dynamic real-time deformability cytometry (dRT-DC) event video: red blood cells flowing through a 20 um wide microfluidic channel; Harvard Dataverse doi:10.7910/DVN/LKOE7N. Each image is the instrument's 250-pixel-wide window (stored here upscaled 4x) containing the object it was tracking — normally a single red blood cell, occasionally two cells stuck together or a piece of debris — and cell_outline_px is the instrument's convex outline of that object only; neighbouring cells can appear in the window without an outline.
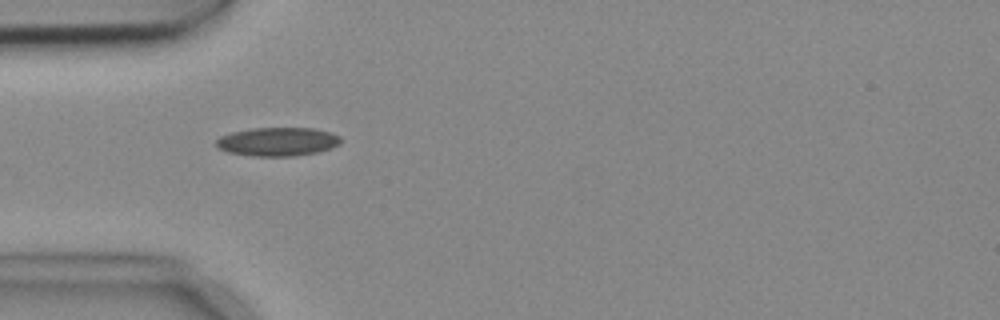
{"species": "common noctule bat (a hibernating species)", "species_latin": "Nyctalus noctula", "temperature_condition": "cold", "stored_images_in_passage": 5, "camera_frame_rate_fps": 3000, "um_per_image_px": 0.085, "animal": {"sex": "female", "body_mass_g": 18.4}, "frame": {"image": 1, "passage_image": 4, "time_ms": 1.0, "image_size_px": [1000, 320], "cell_outline_px": [[340, 144], [332, 148], [316, 152], [292, 156], [252, 156], [228, 152], [220, 148], [216, 144], [216, 140], [220, 136], [232, 132], [252, 128], [316, 128], [332, 132], [340, 136]], "centroid_in_image_um": [23.63, 12.03], "position_along_channel_um": 61.4, "area_um2": 20.81}}